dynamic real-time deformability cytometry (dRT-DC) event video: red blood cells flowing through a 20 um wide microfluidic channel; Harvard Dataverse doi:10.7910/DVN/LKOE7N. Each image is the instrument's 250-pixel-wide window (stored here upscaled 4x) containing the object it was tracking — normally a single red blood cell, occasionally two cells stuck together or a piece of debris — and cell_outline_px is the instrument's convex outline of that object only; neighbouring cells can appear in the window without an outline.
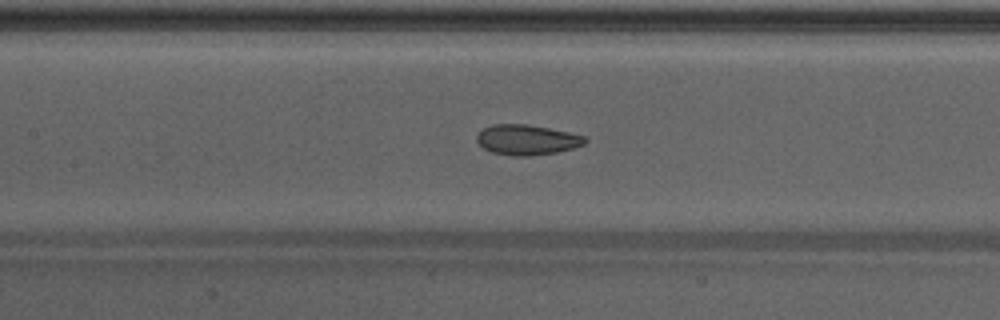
{"species": "Egyptian fruit bat (a non-hibernating species)", "species_latin": "Rousettus aegyptiacus", "temperature_condition": "warm", "stored_images_in_passage": 43, "camera_frame_rate_fps": 3000, "um_per_image_px": 0.085, "animal": {"sex": "male"}, "frame": {"image": 1, "passage_image": 22, "time_ms": 7.0, "image_size_px": [1000, 320], "cell_outline_px": [[588, 140], [584, 144], [572, 148], [556, 152], [528, 156], [512, 156], [492, 152], [484, 148], [476, 140], [476, 136], [484, 128], [492, 124], [528, 124], [568, 132], [584, 136]], "centroid_in_image_um": [44.77, 11.88], "position_along_channel_um": 162.6, "area_um2": 18.9}}
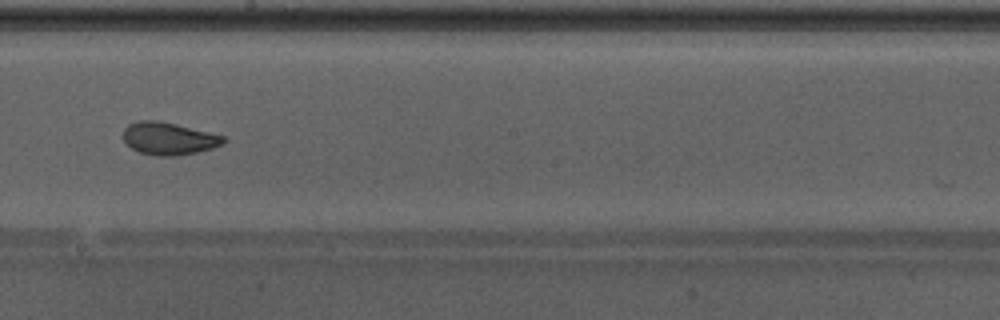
{"frame": {"image": 2, "passage_image": 27, "time_ms": 8.667, "image_size_px": [1000, 320], "cell_outline_px": [[228, 140], [224, 144], [212, 148], [196, 152], [176, 156], [156, 156], [140, 152], [132, 148], [124, 140], [124, 128], [128, 124], [140, 120], [156, 120], [176, 124], [224, 136]], "centroid_in_image_um": [14.36, 11.77], "position_along_channel_um": 233.8, "area_um2": 18.9}, "authors_computed_cell_mechanics": {"area_um2": 19.4208, "velocity_mm_per_s": 4.2832, "shape_relaxation_time_tau1_ms": 5.6012, "shape_relaxation_time_tau2_ms": 1.3191, "deformation_change_tau1": 0.1359, "deformation_change_tau2": 0.0722}}